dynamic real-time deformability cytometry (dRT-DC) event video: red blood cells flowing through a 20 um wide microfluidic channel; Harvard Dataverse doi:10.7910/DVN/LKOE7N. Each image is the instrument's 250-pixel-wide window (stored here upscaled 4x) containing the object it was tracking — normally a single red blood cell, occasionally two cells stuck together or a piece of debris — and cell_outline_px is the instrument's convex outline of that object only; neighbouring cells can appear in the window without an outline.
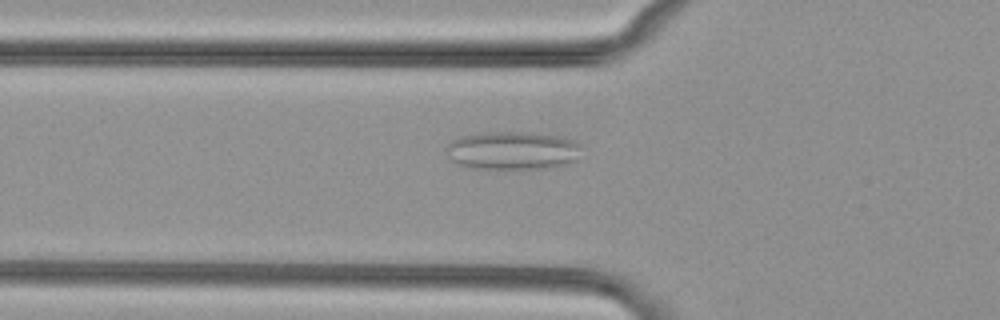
{"species": "common noctule bat (a hibernating species)", "species_latin": "Nyctalus noctula", "temperature_condition": "cold", "stored_images_in_passage": 39, "camera_frame_rate_fps": 3000, "um_per_image_px": 0.085, "animal": {"sex": "female", "body_mass_g": 29.2, "forearm_length_mm": 56.3}, "frame": {"image": 1, "passage_image": 4, "time_ms": 1.0, "image_size_px": [1000, 320], "cell_outline_px": [[580, 160], [568, 164], [544, 168], [468, 168], [448, 160], [448, 144], [452, 140], [460, 136], [484, 132], [532, 132], [560, 136], [576, 140], [580, 144]], "centroid_in_image_um": [43.61, 12.79], "position_along_channel_um": 82.2, "area_um2": 30.52}}
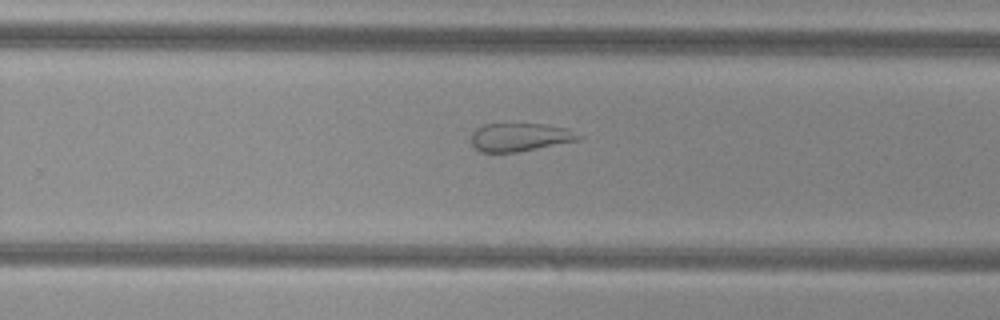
{"frame": {"image": 2, "passage_image": 20, "time_ms": 6.333, "image_size_px": [1000, 320], "cell_outline_px": [[584, 136], [580, 140], [516, 152], [480, 152], [472, 144], [472, 132], [476, 128], [484, 124], [544, 124], [568, 128]], "centroid_in_image_um": [44.23, 11.65], "position_along_channel_um": 285.6, "area_um2": 17.69}}
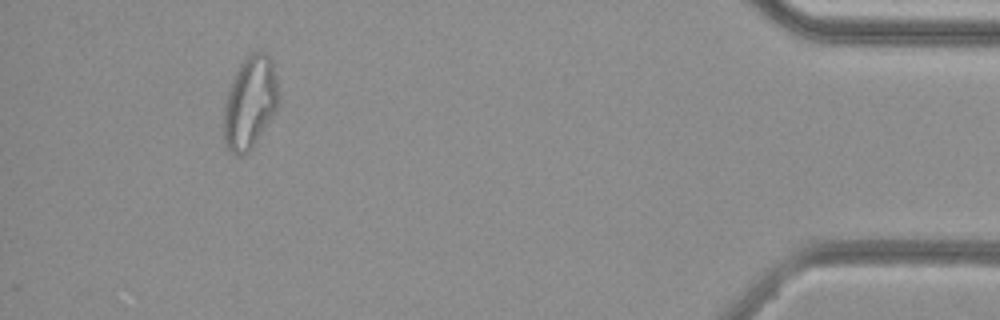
{"frame": {"image": 3, "passage_image": 35, "time_ms": 11.333, "image_size_px": [1000, 320], "cell_outline_px": [[280, 100], [276, 108], [252, 148], [248, 152], [240, 156], [236, 156], [228, 152], [224, 140], [224, 100], [232, 76], [240, 64], [252, 52], [264, 52], [272, 60], [276, 76], [280, 96]], "centroid_in_image_um": [21.23, 8.72], "position_along_channel_um": 414.0, "area_um2": 29.71}, "authors_computed_cell_mechanics": {"area_um2": 24.276, "velocity_mm_per_s": 3.8151, "shape_relaxation_time_tau1_ms": null, "shape_relaxation_time_tau2_ms": 2.0411, "deformation_change_tau1": null, "deformation_change_tau2": 0.0992}}